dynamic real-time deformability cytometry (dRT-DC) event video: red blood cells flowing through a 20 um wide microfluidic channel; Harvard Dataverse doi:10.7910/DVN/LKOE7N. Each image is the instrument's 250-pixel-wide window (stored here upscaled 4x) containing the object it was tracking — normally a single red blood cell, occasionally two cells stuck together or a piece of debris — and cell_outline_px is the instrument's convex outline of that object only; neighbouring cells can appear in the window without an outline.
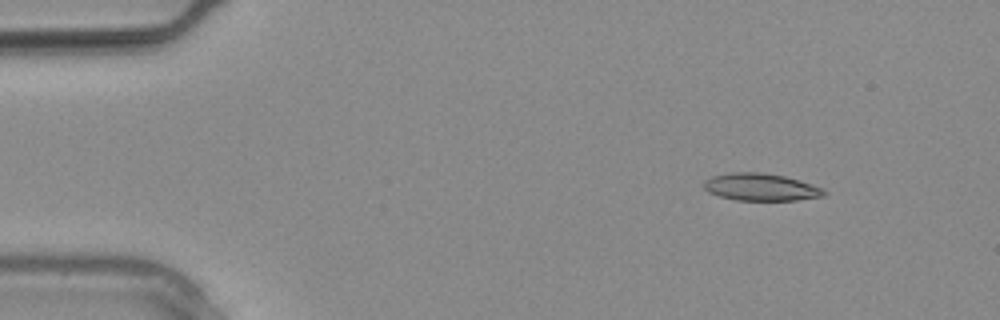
{"species": "common noctule bat (a hibernating species)", "species_latin": "Nyctalus noctula", "temperature_condition": "warm", "stored_images_in_passage": 9, "camera_frame_rate_fps": 3000, "um_per_image_px": 0.085, "animal": {"sex": "male", "body_mass_g": 20.4}, "frame": {"image": 1, "passage_image": 3, "time_ms": 0.667, "image_size_px": [1000, 320], "cell_outline_px": [[828, 192], [824, 196], [796, 200], [736, 200], [720, 196], [708, 192], [704, 188], [704, 180], [712, 176], [728, 172], [760, 172], [784, 176], [800, 180], [812, 184]], "centroid_in_image_um": [64.65, 15.89], "position_along_channel_um": 20.3, "area_um2": 19.13}}
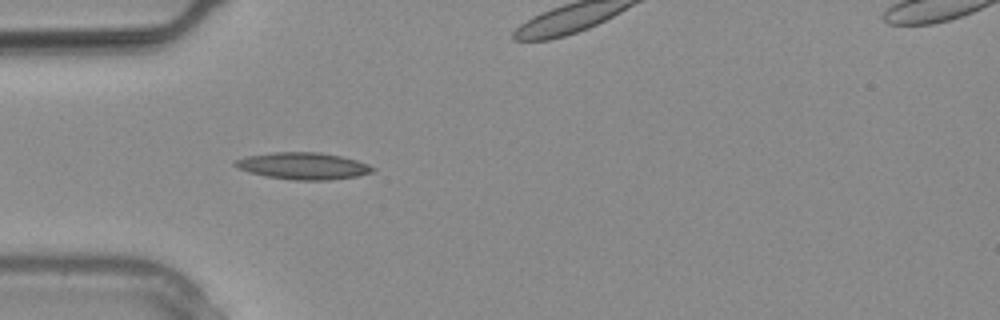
{"frame": {"image": 2, "passage_image": 8, "time_ms": 2.333, "image_size_px": [1000, 320], "cell_outline_px": [[376, 168], [372, 172], [356, 176], [328, 180], [292, 180], [264, 176], [248, 172], [232, 164], [232, 160], [244, 156], [272, 152], [320, 152], [340, 156], [356, 160], [368, 164]], "centroid_in_image_um": [25.71, 14.1], "position_along_channel_um": 59.3, "area_um2": 21.68}}